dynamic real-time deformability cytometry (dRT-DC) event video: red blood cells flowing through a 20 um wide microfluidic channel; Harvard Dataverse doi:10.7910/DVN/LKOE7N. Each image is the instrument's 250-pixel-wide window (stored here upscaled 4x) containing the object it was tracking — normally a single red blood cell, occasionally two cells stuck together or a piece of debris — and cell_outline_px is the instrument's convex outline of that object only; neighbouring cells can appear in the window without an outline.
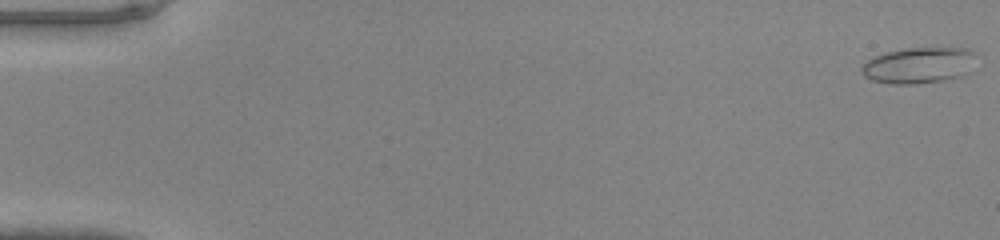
{"species": "common noctule bat (a hibernating species)", "species_latin": "Nyctalus noctula", "temperature_condition": "warm", "stored_images_in_passage": 48, "camera_frame_rate_fps": 3000, "um_per_image_px": 0.085, "animal": {"sex": "male", "body_mass_g": 20.0, "forearm_length_mm": 53.3}, "frame": {"image": 1, "passage_image": 1, "time_ms": 0.0, "image_size_px": [1000, 240], "cell_outline_px": [[972, 52], [964, 76], [944, 80], [912, 84], [888, 84], [872, 80], [864, 76], [860, 72], [860, 68], [868, 60], [876, 56], [888, 52], [904, 48], [964, 48]], "centroid_in_image_um": [77.97, 5.57], "position_along_channel_um": 7.0, "area_um2": 23.41}}
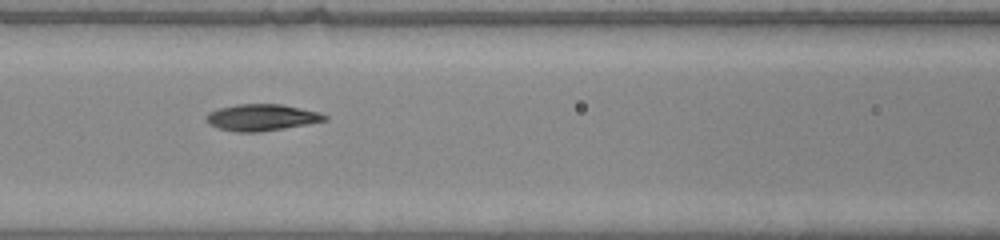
{"frame": {"image": 2, "passage_image": 22, "time_ms": 7.0, "image_size_px": [1000, 240], "cell_outline_px": [[328, 120], [308, 124], [260, 132], [236, 132], [216, 128], [208, 124], [204, 120], [204, 116], [208, 112], [220, 108], [236, 104], [280, 104], [320, 112], [328, 116]], "centroid_in_image_um": [22.2, 9.99], "position_along_channel_um": 144.4, "area_um2": 18.55}}
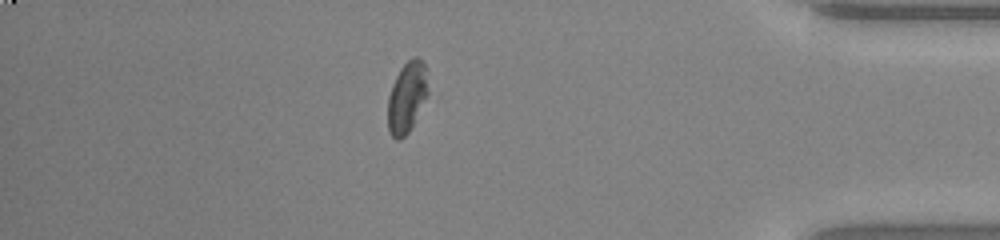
{"frame": {"image": 3, "passage_image": 42, "time_ms": 13.667, "image_size_px": [1000, 240], "cell_outline_px": [[428, 96], [408, 132], [400, 140], [396, 140], [388, 132], [388, 96], [392, 84], [400, 68], [412, 56], [416, 56], [424, 64], [428, 92]], "centroid_in_image_um": [34.57, 8.27], "position_along_channel_um": 400.6, "area_um2": 16.53}}